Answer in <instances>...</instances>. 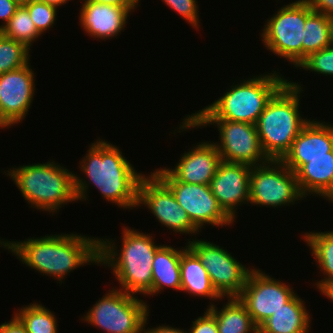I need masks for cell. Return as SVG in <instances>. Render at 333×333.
Masks as SVG:
<instances>
[{
	"label": "cell",
	"mask_w": 333,
	"mask_h": 333,
	"mask_svg": "<svg viewBox=\"0 0 333 333\" xmlns=\"http://www.w3.org/2000/svg\"><path fill=\"white\" fill-rule=\"evenodd\" d=\"M80 169L90 183L75 175L77 202L87 199V189L92 184L105 200L120 208L132 209L137 206L138 186L144 174L134 169L118 146L97 139L82 158Z\"/></svg>",
	"instance_id": "1"
},
{
	"label": "cell",
	"mask_w": 333,
	"mask_h": 333,
	"mask_svg": "<svg viewBox=\"0 0 333 333\" xmlns=\"http://www.w3.org/2000/svg\"><path fill=\"white\" fill-rule=\"evenodd\" d=\"M98 238L81 234H55L24 241H9L8 250L31 269L62 283L71 271L98 264ZM66 275V276H65Z\"/></svg>",
	"instance_id": "2"
},
{
	"label": "cell",
	"mask_w": 333,
	"mask_h": 333,
	"mask_svg": "<svg viewBox=\"0 0 333 333\" xmlns=\"http://www.w3.org/2000/svg\"><path fill=\"white\" fill-rule=\"evenodd\" d=\"M122 248L112 239H98V264L111 267L113 275L120 283L119 290L136 295H152V262L156 245L150 234L123 227Z\"/></svg>",
	"instance_id": "3"
},
{
	"label": "cell",
	"mask_w": 333,
	"mask_h": 333,
	"mask_svg": "<svg viewBox=\"0 0 333 333\" xmlns=\"http://www.w3.org/2000/svg\"><path fill=\"white\" fill-rule=\"evenodd\" d=\"M302 89L300 83L288 80L268 101L255 124L262 150L269 160H282L311 120L300 114Z\"/></svg>",
	"instance_id": "4"
},
{
	"label": "cell",
	"mask_w": 333,
	"mask_h": 333,
	"mask_svg": "<svg viewBox=\"0 0 333 333\" xmlns=\"http://www.w3.org/2000/svg\"><path fill=\"white\" fill-rule=\"evenodd\" d=\"M272 71L237 82L213 104L187 115L189 119H226L256 124L268 101L288 81Z\"/></svg>",
	"instance_id": "5"
},
{
	"label": "cell",
	"mask_w": 333,
	"mask_h": 333,
	"mask_svg": "<svg viewBox=\"0 0 333 333\" xmlns=\"http://www.w3.org/2000/svg\"><path fill=\"white\" fill-rule=\"evenodd\" d=\"M12 168L4 173L31 207L56 214L63 204L77 202L75 174L54 160Z\"/></svg>",
	"instance_id": "6"
},
{
	"label": "cell",
	"mask_w": 333,
	"mask_h": 333,
	"mask_svg": "<svg viewBox=\"0 0 333 333\" xmlns=\"http://www.w3.org/2000/svg\"><path fill=\"white\" fill-rule=\"evenodd\" d=\"M212 124L219 131L220 141L214 144L222 161L249 166L263 165L269 161L262 150L255 124L226 119H189L185 116L178 132Z\"/></svg>",
	"instance_id": "7"
},
{
	"label": "cell",
	"mask_w": 333,
	"mask_h": 333,
	"mask_svg": "<svg viewBox=\"0 0 333 333\" xmlns=\"http://www.w3.org/2000/svg\"><path fill=\"white\" fill-rule=\"evenodd\" d=\"M100 298L82 321L107 333H143L149 306L137 296L113 288Z\"/></svg>",
	"instance_id": "8"
},
{
	"label": "cell",
	"mask_w": 333,
	"mask_h": 333,
	"mask_svg": "<svg viewBox=\"0 0 333 333\" xmlns=\"http://www.w3.org/2000/svg\"><path fill=\"white\" fill-rule=\"evenodd\" d=\"M307 19V1L297 0L278 9L266 21L262 41L273 54L287 59L296 68L302 62V41Z\"/></svg>",
	"instance_id": "9"
},
{
	"label": "cell",
	"mask_w": 333,
	"mask_h": 333,
	"mask_svg": "<svg viewBox=\"0 0 333 333\" xmlns=\"http://www.w3.org/2000/svg\"><path fill=\"white\" fill-rule=\"evenodd\" d=\"M249 203L266 207L293 205L304 199L296 174L281 160H269L252 166L250 171Z\"/></svg>",
	"instance_id": "10"
},
{
	"label": "cell",
	"mask_w": 333,
	"mask_h": 333,
	"mask_svg": "<svg viewBox=\"0 0 333 333\" xmlns=\"http://www.w3.org/2000/svg\"><path fill=\"white\" fill-rule=\"evenodd\" d=\"M195 239V240H194ZM188 247L198 256L207 270L215 290L223 297H238L248 278L251 268L244 267L228 251L206 240L194 238Z\"/></svg>",
	"instance_id": "11"
},
{
	"label": "cell",
	"mask_w": 333,
	"mask_h": 333,
	"mask_svg": "<svg viewBox=\"0 0 333 333\" xmlns=\"http://www.w3.org/2000/svg\"><path fill=\"white\" fill-rule=\"evenodd\" d=\"M153 172L171 189L178 204L199 230L206 224L226 227L235 222L220 207L210 185L177 181L166 167Z\"/></svg>",
	"instance_id": "12"
},
{
	"label": "cell",
	"mask_w": 333,
	"mask_h": 333,
	"mask_svg": "<svg viewBox=\"0 0 333 333\" xmlns=\"http://www.w3.org/2000/svg\"><path fill=\"white\" fill-rule=\"evenodd\" d=\"M147 207L158 222L178 234H198L199 229L178 204L171 189L151 171L138 186V206Z\"/></svg>",
	"instance_id": "13"
},
{
	"label": "cell",
	"mask_w": 333,
	"mask_h": 333,
	"mask_svg": "<svg viewBox=\"0 0 333 333\" xmlns=\"http://www.w3.org/2000/svg\"><path fill=\"white\" fill-rule=\"evenodd\" d=\"M292 289L290 285L253 267L238 298L246 306L254 324L259 327L296 295Z\"/></svg>",
	"instance_id": "14"
},
{
	"label": "cell",
	"mask_w": 333,
	"mask_h": 333,
	"mask_svg": "<svg viewBox=\"0 0 333 333\" xmlns=\"http://www.w3.org/2000/svg\"><path fill=\"white\" fill-rule=\"evenodd\" d=\"M30 64L0 74V126L4 129L20 123L28 114L35 93Z\"/></svg>",
	"instance_id": "15"
},
{
	"label": "cell",
	"mask_w": 333,
	"mask_h": 333,
	"mask_svg": "<svg viewBox=\"0 0 333 333\" xmlns=\"http://www.w3.org/2000/svg\"><path fill=\"white\" fill-rule=\"evenodd\" d=\"M252 166L221 161L210 182L212 194L223 211L234 221L238 205L249 204ZM236 209V210H235Z\"/></svg>",
	"instance_id": "16"
},
{
	"label": "cell",
	"mask_w": 333,
	"mask_h": 333,
	"mask_svg": "<svg viewBox=\"0 0 333 333\" xmlns=\"http://www.w3.org/2000/svg\"><path fill=\"white\" fill-rule=\"evenodd\" d=\"M332 150L333 124L313 119L302 128L281 161L296 173L313 157H331Z\"/></svg>",
	"instance_id": "17"
},
{
	"label": "cell",
	"mask_w": 333,
	"mask_h": 333,
	"mask_svg": "<svg viewBox=\"0 0 333 333\" xmlns=\"http://www.w3.org/2000/svg\"><path fill=\"white\" fill-rule=\"evenodd\" d=\"M214 142H199L184 152L172 169L166 170L177 180L188 184L210 185L221 162Z\"/></svg>",
	"instance_id": "18"
},
{
	"label": "cell",
	"mask_w": 333,
	"mask_h": 333,
	"mask_svg": "<svg viewBox=\"0 0 333 333\" xmlns=\"http://www.w3.org/2000/svg\"><path fill=\"white\" fill-rule=\"evenodd\" d=\"M137 6H114L83 2L79 20L83 31L93 38L112 39L124 30L127 19Z\"/></svg>",
	"instance_id": "19"
},
{
	"label": "cell",
	"mask_w": 333,
	"mask_h": 333,
	"mask_svg": "<svg viewBox=\"0 0 333 333\" xmlns=\"http://www.w3.org/2000/svg\"><path fill=\"white\" fill-rule=\"evenodd\" d=\"M301 194H316L333 203V150L331 157H313L296 173Z\"/></svg>",
	"instance_id": "20"
},
{
	"label": "cell",
	"mask_w": 333,
	"mask_h": 333,
	"mask_svg": "<svg viewBox=\"0 0 333 333\" xmlns=\"http://www.w3.org/2000/svg\"><path fill=\"white\" fill-rule=\"evenodd\" d=\"M302 300L295 295L282 308L274 312L259 327V333H309L311 315Z\"/></svg>",
	"instance_id": "21"
},
{
	"label": "cell",
	"mask_w": 333,
	"mask_h": 333,
	"mask_svg": "<svg viewBox=\"0 0 333 333\" xmlns=\"http://www.w3.org/2000/svg\"><path fill=\"white\" fill-rule=\"evenodd\" d=\"M181 291L189 295L207 297L218 301L223 297L215 290L207 270L198 256L187 246L181 252L180 260Z\"/></svg>",
	"instance_id": "22"
},
{
	"label": "cell",
	"mask_w": 333,
	"mask_h": 333,
	"mask_svg": "<svg viewBox=\"0 0 333 333\" xmlns=\"http://www.w3.org/2000/svg\"><path fill=\"white\" fill-rule=\"evenodd\" d=\"M162 245L155 253L152 262V296L164 287L181 291L180 260L185 249Z\"/></svg>",
	"instance_id": "23"
},
{
	"label": "cell",
	"mask_w": 333,
	"mask_h": 333,
	"mask_svg": "<svg viewBox=\"0 0 333 333\" xmlns=\"http://www.w3.org/2000/svg\"><path fill=\"white\" fill-rule=\"evenodd\" d=\"M227 299V303L220 310L211 302L207 308L216 319L219 333H258V327L239 298Z\"/></svg>",
	"instance_id": "24"
},
{
	"label": "cell",
	"mask_w": 333,
	"mask_h": 333,
	"mask_svg": "<svg viewBox=\"0 0 333 333\" xmlns=\"http://www.w3.org/2000/svg\"><path fill=\"white\" fill-rule=\"evenodd\" d=\"M302 41V61L314 52L330 46L329 19L327 15L313 11L307 2V19Z\"/></svg>",
	"instance_id": "25"
},
{
	"label": "cell",
	"mask_w": 333,
	"mask_h": 333,
	"mask_svg": "<svg viewBox=\"0 0 333 333\" xmlns=\"http://www.w3.org/2000/svg\"><path fill=\"white\" fill-rule=\"evenodd\" d=\"M310 246L312 256L316 259L318 269H321L324 279L315 283L317 289L328 279H333V231L307 232L302 236Z\"/></svg>",
	"instance_id": "26"
},
{
	"label": "cell",
	"mask_w": 333,
	"mask_h": 333,
	"mask_svg": "<svg viewBox=\"0 0 333 333\" xmlns=\"http://www.w3.org/2000/svg\"><path fill=\"white\" fill-rule=\"evenodd\" d=\"M26 327L27 333H57V318L42 304L33 303L14 313Z\"/></svg>",
	"instance_id": "27"
},
{
	"label": "cell",
	"mask_w": 333,
	"mask_h": 333,
	"mask_svg": "<svg viewBox=\"0 0 333 333\" xmlns=\"http://www.w3.org/2000/svg\"><path fill=\"white\" fill-rule=\"evenodd\" d=\"M0 32L30 49L32 43L41 36L25 6H19L14 15Z\"/></svg>",
	"instance_id": "28"
},
{
	"label": "cell",
	"mask_w": 333,
	"mask_h": 333,
	"mask_svg": "<svg viewBox=\"0 0 333 333\" xmlns=\"http://www.w3.org/2000/svg\"><path fill=\"white\" fill-rule=\"evenodd\" d=\"M31 49L0 32V74L17 70L30 61Z\"/></svg>",
	"instance_id": "29"
},
{
	"label": "cell",
	"mask_w": 333,
	"mask_h": 333,
	"mask_svg": "<svg viewBox=\"0 0 333 333\" xmlns=\"http://www.w3.org/2000/svg\"><path fill=\"white\" fill-rule=\"evenodd\" d=\"M298 67L333 77V46L330 45L317 52L309 54Z\"/></svg>",
	"instance_id": "30"
},
{
	"label": "cell",
	"mask_w": 333,
	"mask_h": 333,
	"mask_svg": "<svg viewBox=\"0 0 333 333\" xmlns=\"http://www.w3.org/2000/svg\"><path fill=\"white\" fill-rule=\"evenodd\" d=\"M37 31L42 35L55 25L57 8L37 0L25 5Z\"/></svg>",
	"instance_id": "31"
},
{
	"label": "cell",
	"mask_w": 333,
	"mask_h": 333,
	"mask_svg": "<svg viewBox=\"0 0 333 333\" xmlns=\"http://www.w3.org/2000/svg\"><path fill=\"white\" fill-rule=\"evenodd\" d=\"M172 10L183 17L193 28H199L198 4L196 0H162Z\"/></svg>",
	"instance_id": "32"
},
{
	"label": "cell",
	"mask_w": 333,
	"mask_h": 333,
	"mask_svg": "<svg viewBox=\"0 0 333 333\" xmlns=\"http://www.w3.org/2000/svg\"><path fill=\"white\" fill-rule=\"evenodd\" d=\"M188 333H219L215 317L206 309L203 316L192 321Z\"/></svg>",
	"instance_id": "33"
},
{
	"label": "cell",
	"mask_w": 333,
	"mask_h": 333,
	"mask_svg": "<svg viewBox=\"0 0 333 333\" xmlns=\"http://www.w3.org/2000/svg\"><path fill=\"white\" fill-rule=\"evenodd\" d=\"M18 7L19 6L12 0H0V19L4 21V23L0 25V30L7 24Z\"/></svg>",
	"instance_id": "34"
},
{
	"label": "cell",
	"mask_w": 333,
	"mask_h": 333,
	"mask_svg": "<svg viewBox=\"0 0 333 333\" xmlns=\"http://www.w3.org/2000/svg\"><path fill=\"white\" fill-rule=\"evenodd\" d=\"M0 333H27L26 327L14 314L11 321L1 323Z\"/></svg>",
	"instance_id": "35"
},
{
	"label": "cell",
	"mask_w": 333,
	"mask_h": 333,
	"mask_svg": "<svg viewBox=\"0 0 333 333\" xmlns=\"http://www.w3.org/2000/svg\"><path fill=\"white\" fill-rule=\"evenodd\" d=\"M313 11L324 15L333 14V0H306Z\"/></svg>",
	"instance_id": "36"
},
{
	"label": "cell",
	"mask_w": 333,
	"mask_h": 333,
	"mask_svg": "<svg viewBox=\"0 0 333 333\" xmlns=\"http://www.w3.org/2000/svg\"><path fill=\"white\" fill-rule=\"evenodd\" d=\"M143 333H188V331H186V329L182 330L180 328H174V327H170L169 325H159L156 328H147L145 329V325H144V329H143Z\"/></svg>",
	"instance_id": "37"
},
{
	"label": "cell",
	"mask_w": 333,
	"mask_h": 333,
	"mask_svg": "<svg viewBox=\"0 0 333 333\" xmlns=\"http://www.w3.org/2000/svg\"><path fill=\"white\" fill-rule=\"evenodd\" d=\"M84 2H95L114 6H137L140 0H83Z\"/></svg>",
	"instance_id": "38"
},
{
	"label": "cell",
	"mask_w": 333,
	"mask_h": 333,
	"mask_svg": "<svg viewBox=\"0 0 333 333\" xmlns=\"http://www.w3.org/2000/svg\"><path fill=\"white\" fill-rule=\"evenodd\" d=\"M319 292L333 301V279L326 280L319 288Z\"/></svg>",
	"instance_id": "39"
},
{
	"label": "cell",
	"mask_w": 333,
	"mask_h": 333,
	"mask_svg": "<svg viewBox=\"0 0 333 333\" xmlns=\"http://www.w3.org/2000/svg\"><path fill=\"white\" fill-rule=\"evenodd\" d=\"M37 1L58 8V6H62L64 4H66L67 1H69V0H37Z\"/></svg>",
	"instance_id": "40"
},
{
	"label": "cell",
	"mask_w": 333,
	"mask_h": 333,
	"mask_svg": "<svg viewBox=\"0 0 333 333\" xmlns=\"http://www.w3.org/2000/svg\"><path fill=\"white\" fill-rule=\"evenodd\" d=\"M328 19H329L330 44L333 46V14L329 15Z\"/></svg>",
	"instance_id": "41"
},
{
	"label": "cell",
	"mask_w": 333,
	"mask_h": 333,
	"mask_svg": "<svg viewBox=\"0 0 333 333\" xmlns=\"http://www.w3.org/2000/svg\"><path fill=\"white\" fill-rule=\"evenodd\" d=\"M12 1L16 3L18 6H25L33 0H12Z\"/></svg>",
	"instance_id": "42"
},
{
	"label": "cell",
	"mask_w": 333,
	"mask_h": 333,
	"mask_svg": "<svg viewBox=\"0 0 333 333\" xmlns=\"http://www.w3.org/2000/svg\"><path fill=\"white\" fill-rule=\"evenodd\" d=\"M8 243H9L8 240L7 241H5L4 239L0 240V247L2 246L3 248L8 249V245H9Z\"/></svg>",
	"instance_id": "43"
}]
</instances>
